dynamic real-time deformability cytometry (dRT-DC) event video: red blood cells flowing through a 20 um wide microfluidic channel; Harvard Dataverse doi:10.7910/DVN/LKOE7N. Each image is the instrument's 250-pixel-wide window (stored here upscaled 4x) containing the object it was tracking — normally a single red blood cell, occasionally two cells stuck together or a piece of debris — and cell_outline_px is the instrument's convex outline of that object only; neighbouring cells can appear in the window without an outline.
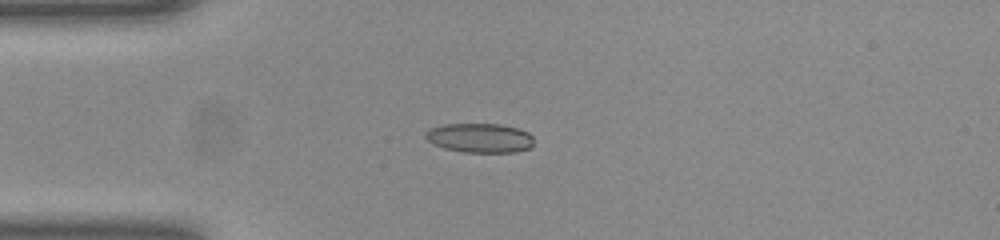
{"species": "common noctule bat (a hibernating species)", "species_latin": "Nyctalus noctula", "temperature_condition": "room temperature", "stored_images_in_passage": 40, "camera_frame_rate_fps": 3000, "um_per_image_px": 0.085, "animal": {"sex": "female", "body_mass_g": 23.0, "forearm_length_mm": 53.4}, "frame": {"image": 1, "passage_image": 2, "time_ms": 0.333, "image_size_px": [1000, 240], "cell_outline_px": [[532, 148], [516, 152], [464, 152], [444, 148], [432, 144], [424, 136], [424, 132], [428, 128], [444, 124], [500, 124], [516, 128], [528, 132], [532, 136]], "centroid_in_image_um": [40.75, 11.72], "position_along_channel_um": 44.3, "area_um2": 18.67}}
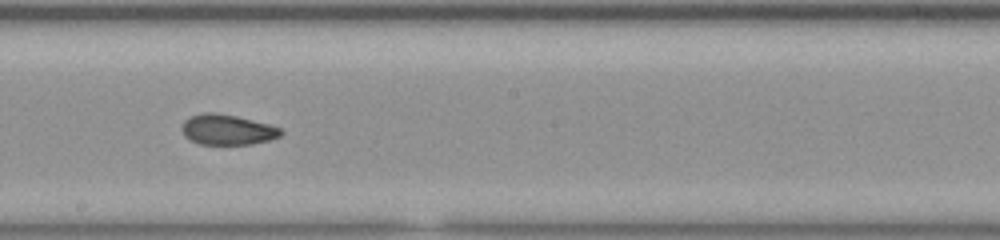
{"frame": {"image": 2, "passage_image": 17, "time_ms": 5.333, "image_size_px": [1000, 240], "cell_outline_px": [[284, 132], [280, 136], [268, 140], [252, 144], [200, 144], [184, 136], [180, 128], [184, 120], [192, 116], [204, 112], [216, 112], [236, 116], [268, 124], [280, 128]], "centroid_in_image_um": [19.3, 11.02], "position_along_channel_um": 228.9, "area_um2": 17.46}}
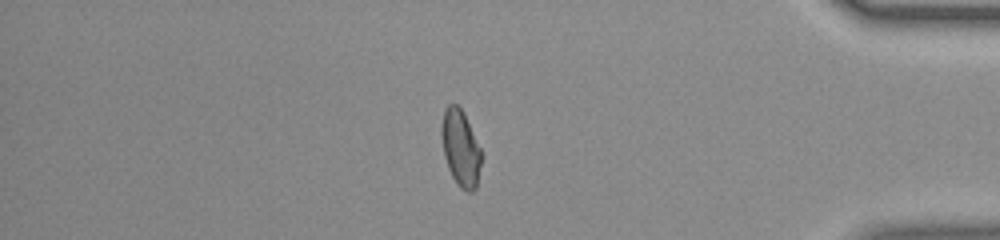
{"frame": {"image": 3, "passage_image": 32, "time_ms": 10.333, "image_size_px": [1000, 240], "cell_outline_px": [[480, 164], [476, 188], [472, 192], [468, 192], [460, 188], [452, 176], [448, 168], [444, 156], [440, 136], [440, 128], [444, 108], [448, 104], [456, 104], [464, 112], [480, 148]], "centroid_in_image_um": [39.11, 12.56], "position_along_channel_um": 396.1, "area_um2": 17.74}, "authors_computed_cell_mechanics": {"area_um2": 17.918, "velocity_mm_per_s": 4.0423, "shape_relaxation_time_tau1_ms": null, "shape_relaxation_time_tau2_ms": 1.3595, "deformation_change_tau1": null, "deformation_change_tau2": 0.06}}